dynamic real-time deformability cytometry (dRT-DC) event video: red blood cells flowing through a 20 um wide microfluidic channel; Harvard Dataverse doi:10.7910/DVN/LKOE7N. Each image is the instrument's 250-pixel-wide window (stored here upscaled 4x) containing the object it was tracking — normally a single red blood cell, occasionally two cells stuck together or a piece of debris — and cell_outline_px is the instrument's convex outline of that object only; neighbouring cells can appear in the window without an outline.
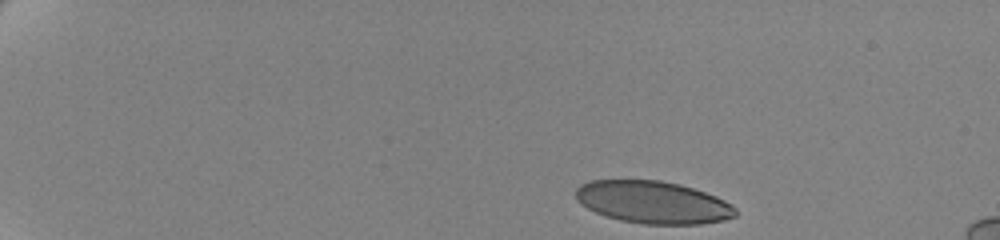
{"species": "human", "species_latin": "Homo sapiens", "temperature_condition": "cold", "stored_images_in_passage": 50, "camera_frame_rate_fps": 3000, "um_per_image_px": 0.085, "donor": {"sex": "female"}, "frame": {"image": 1, "passage_image": 1, "time_ms": 0.0, "image_size_px": [1000, 240], "cell_outline_px": [[736, 216], [724, 220], [700, 224], [644, 224], [620, 220], [596, 212], [588, 208], [576, 200], [576, 188], [580, 184], [592, 180], [660, 180], [680, 184], [716, 196], [732, 204], [736, 208]], "centroid_in_image_um": [55.51, 17.19], "position_along_channel_um": 29.5, "area_um2": 39.42}}
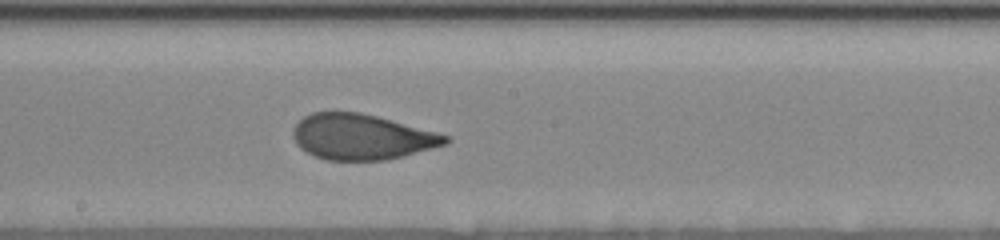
{"frame": {"image": 2, "passage_image": 27, "time_ms": 8.667, "image_size_px": [1000, 240], "cell_outline_px": [[452, 140], [448, 144], [384, 160], [328, 160], [316, 156], [300, 148], [296, 144], [292, 136], [292, 132], [296, 124], [304, 116], [312, 112], [360, 112], [376, 116], [436, 132], [448, 136]], "centroid_in_image_um": [30.72, 11.63], "position_along_channel_um": 217.5, "area_um2": 40.06}}
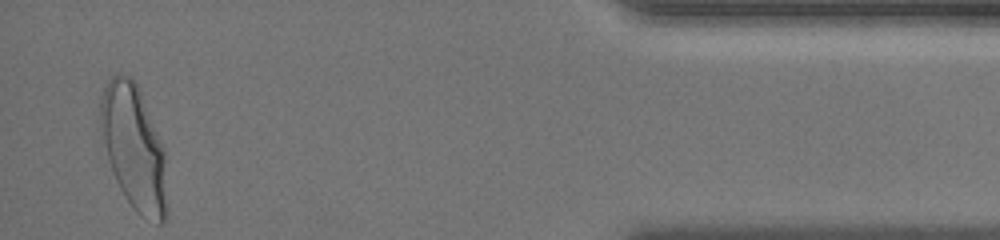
{"frame": {"image": 3, "passage_image": 49, "time_ms": 16.0, "image_size_px": [1000, 240], "cell_outline_px": [[168, 220], [160, 224], [156, 224], [140, 216], [132, 208], [120, 188], [112, 172], [108, 160], [100, 120], [100, 100], [104, 88], [108, 80], [112, 76], [132, 76], [140, 92], [164, 152], [168, 208]], "centroid_in_image_um": [11.4, 12.65], "position_along_channel_um": 423.8, "area_um2": 47.86}, "authors_computed_cell_mechanics": {"area_um2": 41.4137, "velocity_mm_per_s": 3.4761, "shape_relaxation_time_tau1_ms": 5.0939, "shape_relaxation_time_tau2_ms": null, "deformation_change_tau1": 0.1726, "deformation_change_tau2": null}}